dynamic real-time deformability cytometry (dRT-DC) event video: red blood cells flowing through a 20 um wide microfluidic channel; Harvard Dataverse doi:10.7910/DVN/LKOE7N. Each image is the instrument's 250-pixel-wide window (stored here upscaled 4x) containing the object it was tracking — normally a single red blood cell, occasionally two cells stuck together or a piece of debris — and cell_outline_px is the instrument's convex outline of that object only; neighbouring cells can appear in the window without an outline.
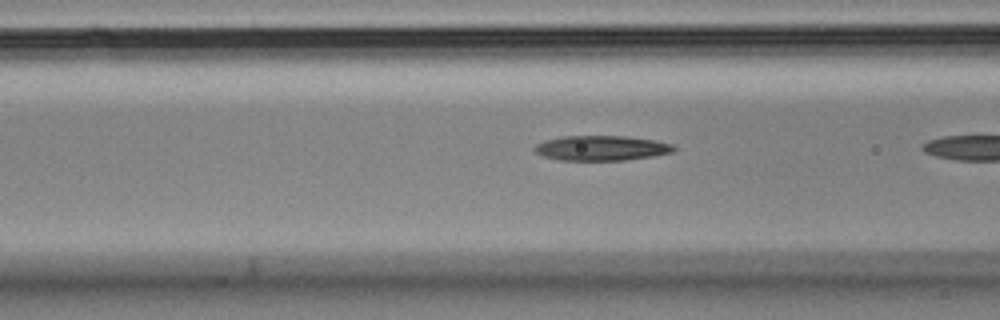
{"species": "Egyptian fruit bat (a non-hibernating species)", "species_latin": "Rousettus aegyptiacus", "temperature_condition": "cold", "stored_images_in_passage": 19, "segment_of_instrument_passage": [2, 2], "camera_frame_rate_fps": 3000, "um_per_image_px": 0.085, "animal": {"sex": "male"}, "frame": {"image": 1, "passage_image": 18, "time_ms": 5.667, "image_size_px": [1000, 320], "cell_outline_px": [[676, 148], [672, 152], [652, 156], [624, 160], [556, 160], [544, 156], [536, 152], [532, 148], [536, 144], [544, 140], [560, 136], [624, 136], [652, 140], [672, 144]], "centroid_in_image_um": [51.06, 12.58], "position_along_channel_um": 115.5, "area_um2": 20.17}}